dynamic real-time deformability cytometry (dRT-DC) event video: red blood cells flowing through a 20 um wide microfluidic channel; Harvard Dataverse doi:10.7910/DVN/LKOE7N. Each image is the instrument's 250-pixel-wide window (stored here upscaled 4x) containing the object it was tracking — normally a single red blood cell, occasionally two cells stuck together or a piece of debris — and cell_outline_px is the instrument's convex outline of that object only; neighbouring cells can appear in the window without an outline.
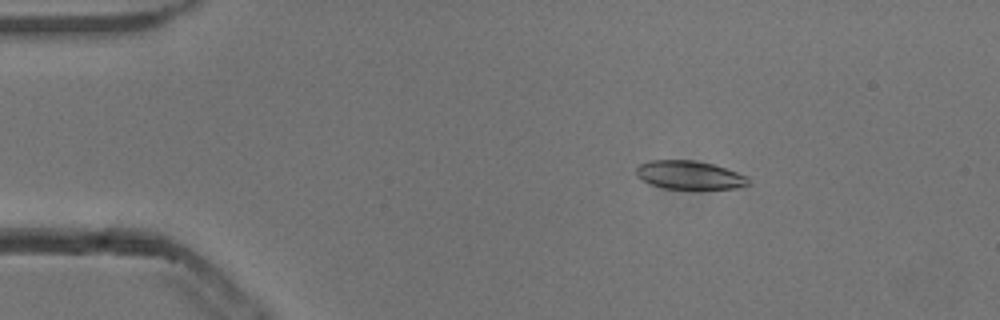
{"species": "common noctule bat (a hibernating species)", "species_latin": "Nyctalus noctula", "temperature_condition": "cold", "stored_images_in_passage": 7, "camera_frame_rate_fps": 3000, "um_per_image_px": 0.085, "animal": {"sex": "male", "body_mass_g": 13.3}, "frame": {"image": 1, "passage_image": 1, "time_ms": 0.0, "image_size_px": [1000, 320], "cell_outline_px": [[752, 184], [736, 188], [664, 188], [652, 184], [636, 176], [636, 168], [640, 164], [648, 160], [692, 160], [712, 164], [748, 176]], "centroid_in_image_um": [58.61, 14.87], "position_along_channel_um": 26.4, "area_um2": 18.38}}